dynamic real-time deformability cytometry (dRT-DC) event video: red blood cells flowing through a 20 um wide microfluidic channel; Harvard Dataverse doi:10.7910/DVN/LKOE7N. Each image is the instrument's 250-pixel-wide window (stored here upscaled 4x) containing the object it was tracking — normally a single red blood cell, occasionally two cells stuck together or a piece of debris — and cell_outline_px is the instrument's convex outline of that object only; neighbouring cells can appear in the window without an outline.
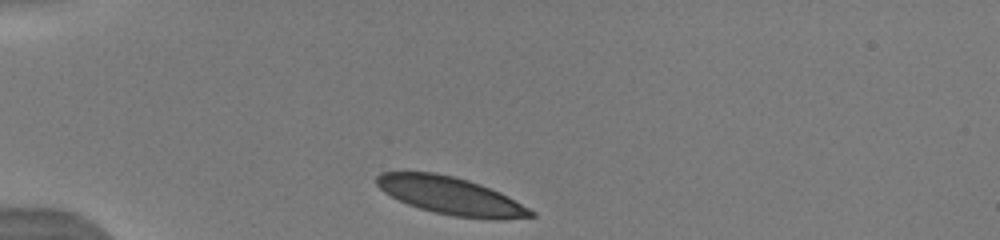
{"species": "human", "species_latin": "Homo sapiens", "temperature_condition": "warm", "stored_images_in_passage": 14, "camera_frame_rate_fps": 3000, "um_per_image_px": 0.085, "donor": {"sex": "male"}, "frame": {"image": 1, "passage_image": 1, "time_ms": 0.0, "image_size_px": [1000, 240], "cell_outline_px": [[536, 216], [500, 220], [492, 220], [452, 216], [420, 208], [408, 204], [384, 192], [376, 184], [376, 176], [380, 172], [436, 172], [468, 180], [480, 184], [500, 192], [508, 196], [536, 212]], "centroid_in_image_um": [38.35, 16.65], "position_along_channel_um": 46.6, "area_um2": 33.76}}
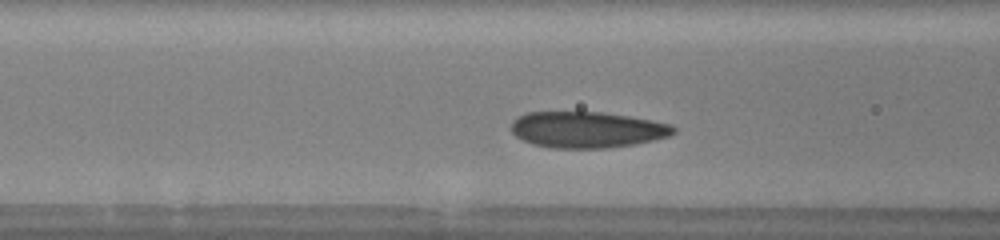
{"frame": {"image": 2, "passage_image": 8, "time_ms": 2.667, "image_size_px": [1000, 240], "cell_outline_px": [[676, 132], [668, 136], [652, 140], [632, 144], [608, 148], [552, 148], [532, 144], [516, 136], [512, 132], [512, 120], [516, 116], [528, 112], [604, 112], [628, 116], [672, 124], [676, 128]], "centroid_in_image_um": [49.88, 11.02], "position_along_channel_um": 116.7, "area_um2": 34.22}}